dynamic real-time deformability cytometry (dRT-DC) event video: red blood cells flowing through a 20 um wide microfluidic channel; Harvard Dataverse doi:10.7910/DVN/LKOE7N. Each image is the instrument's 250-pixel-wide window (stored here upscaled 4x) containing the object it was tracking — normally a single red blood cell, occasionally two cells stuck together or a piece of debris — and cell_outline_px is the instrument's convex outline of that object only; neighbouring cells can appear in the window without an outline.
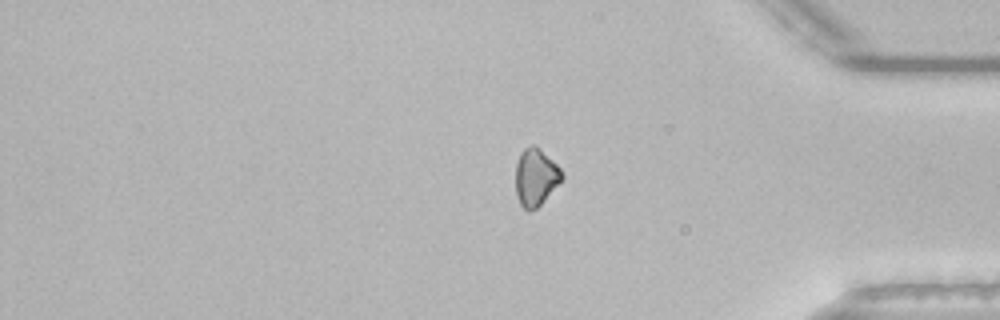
{"species": "common noctule bat (a hibernating species)", "species_latin": "Nyctalus noctula", "temperature_condition": "room temperature", "stored_images_in_passage": 47, "camera_frame_rate_fps": 3000, "um_per_image_px": 0.085, "animal": {"sex": "male", "body_mass_g": 21.5, "forearm_length_mm": 52.0}, "frame": {"image": 1, "passage_image": 47, "time_ms": 15.333, "image_size_px": [1000, 320], "cell_outline_px": [[564, 176], [544, 200], [536, 208], [528, 212], [520, 204], [516, 196], [516, 164], [520, 152], [524, 148], [532, 144], [552, 160], [564, 172]], "centroid_in_image_um": [45.51, 15.07], "position_along_channel_um": 389.7, "area_um2": 15.2}}